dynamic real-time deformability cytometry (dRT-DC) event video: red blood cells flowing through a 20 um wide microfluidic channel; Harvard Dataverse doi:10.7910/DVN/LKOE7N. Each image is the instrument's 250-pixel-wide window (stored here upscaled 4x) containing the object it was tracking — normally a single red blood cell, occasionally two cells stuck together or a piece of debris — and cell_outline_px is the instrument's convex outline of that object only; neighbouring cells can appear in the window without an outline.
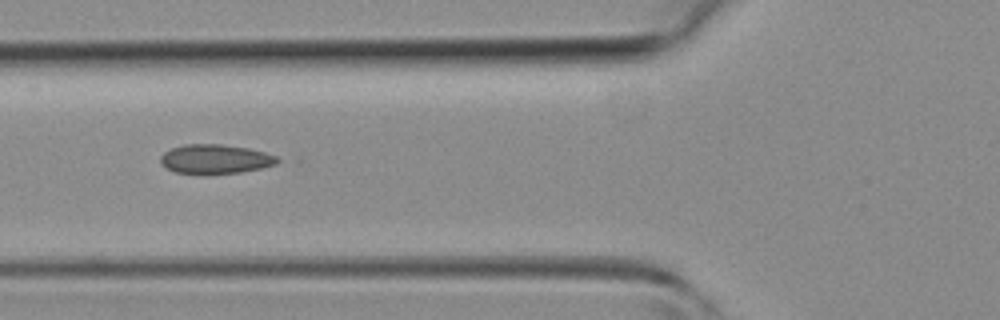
{"species": "common noctule bat (a hibernating species)", "species_latin": "Nyctalus noctula", "temperature_condition": "room temperature", "stored_images_in_passage": 29, "camera_frame_rate_fps": 3000, "um_per_image_px": 0.085, "animal": {"sex": "female", "body_mass_g": 19.3, "forearm_length_mm": 54.1}, "frame": {"image": 1, "passage_image": 3, "time_ms": 0.667, "image_size_px": [1000, 320], "cell_outline_px": [[284, 160], [276, 164], [260, 168], [240, 172], [204, 176], [176, 172], [160, 164], [160, 156], [164, 152], [172, 148], [184, 144], [220, 144], [248, 148], [264, 152], [276, 156]], "centroid_in_image_um": [18.29, 13.54], "position_along_channel_um": 107.5, "area_um2": 20.4}}
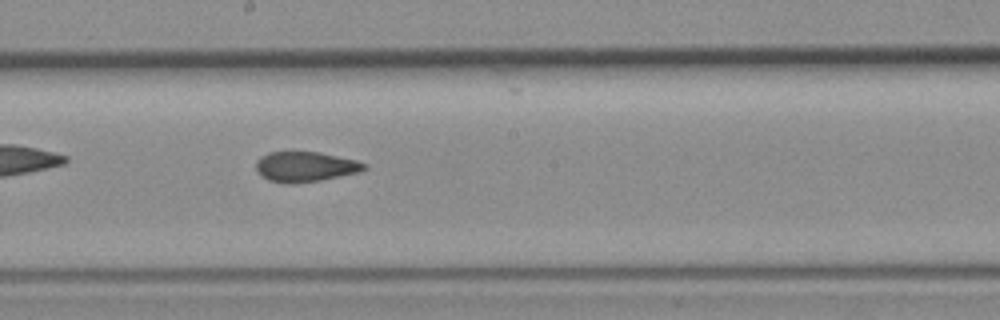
{"frame": {"image": 2, "passage_image": 10, "time_ms": 3.0, "image_size_px": [1000, 320], "cell_outline_px": [[368, 168], [360, 172], [320, 180], [288, 184], [268, 180], [256, 168], [256, 160], [260, 156], [268, 152], [320, 152], [356, 160], [368, 164]], "centroid_in_image_um": [25.98, 14.16], "position_along_channel_um": 222.2, "area_um2": 18.96}}
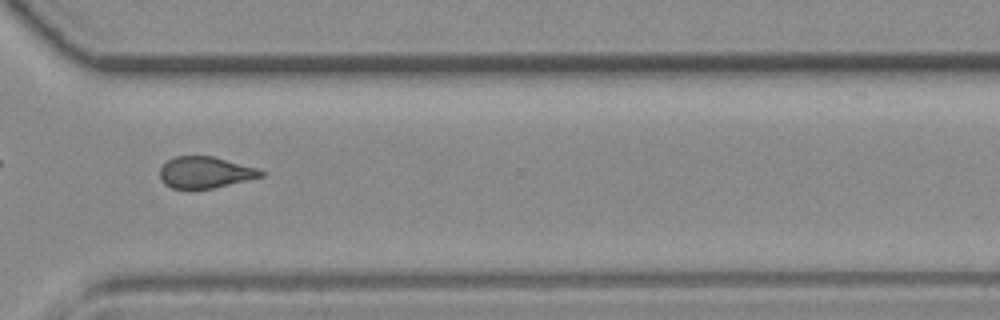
{"frame": {"image": 3, "passage_image": 18, "time_ms": 5.667, "image_size_px": [1000, 320], "cell_outline_px": [[264, 176], [248, 180], [212, 188], [172, 188], [164, 184], [160, 180], [160, 168], [168, 160], [176, 156], [212, 156], [260, 168], [264, 172]], "centroid_in_image_um": [17.46, 14.64], "position_along_channel_um": 353.1, "area_um2": 18.5}}